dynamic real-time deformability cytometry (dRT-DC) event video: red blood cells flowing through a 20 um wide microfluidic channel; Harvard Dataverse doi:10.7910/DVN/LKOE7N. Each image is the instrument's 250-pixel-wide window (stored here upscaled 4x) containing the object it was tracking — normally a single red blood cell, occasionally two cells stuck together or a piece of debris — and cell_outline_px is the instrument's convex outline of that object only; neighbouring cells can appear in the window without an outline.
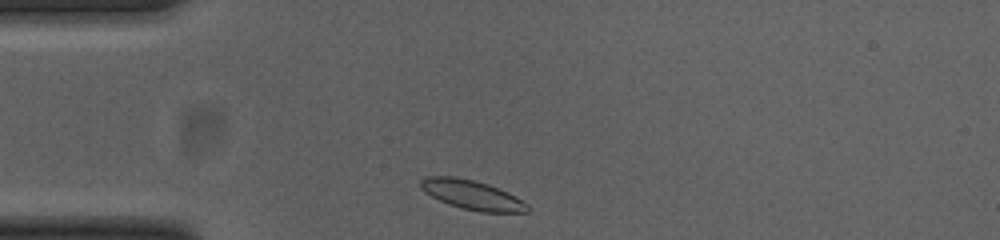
{"species": "common noctule bat (a hibernating species)", "species_latin": "Nyctalus noctula", "temperature_condition": "cold", "stored_images_in_passage": 31, "camera_frame_rate_fps": 3000, "um_per_image_px": 0.085, "animal": {"sex": "female", "body_mass_g": 23.0, "forearm_length_mm": 53.4}, "frame": {"image": 1, "passage_image": 1, "time_ms": 0.0, "image_size_px": [1000, 240], "cell_outline_px": [[528, 212], [480, 212], [460, 208], [448, 204], [424, 192], [420, 188], [420, 180], [428, 176], [456, 176], [488, 184], [508, 192], [528, 204]], "centroid_in_image_um": [40.1, 16.56], "position_along_channel_um": 44.9, "area_um2": 18.26}}
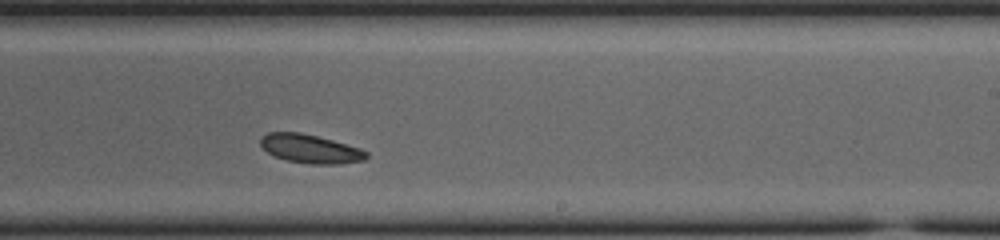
{"frame": {"image": 2, "passage_image": 20, "time_ms": 6.333, "image_size_px": [1000, 240], "cell_outline_px": [[368, 156], [364, 160], [340, 164], [312, 164], [284, 160], [272, 156], [260, 144], [260, 136], [268, 132], [300, 132], [332, 140], [360, 148], [368, 152]], "centroid_in_image_um": [26.35, 12.65], "position_along_channel_um": 262.7, "area_um2": 17.8}}
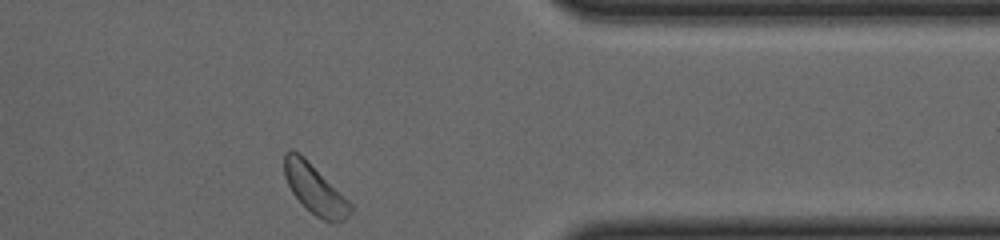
{"frame": {"image": 3, "passage_image": 31, "time_ms": 10.0, "image_size_px": [1000, 240], "cell_outline_px": [[352, 212], [344, 220], [332, 224], [316, 216], [304, 208], [292, 192], [284, 176], [284, 152], [288, 148], [292, 148], [304, 156], [352, 204]], "centroid_in_image_um": [26.74, 16.07], "position_along_channel_um": 384.7, "area_um2": 19.31}, "authors_computed_cell_mechanics": {"area_um2": 18.0336, "velocity_mm_per_s": 3.754, "shape_relaxation_time_tau1_ms": null, "shape_relaxation_time_tau2_ms": 3.4878, "deformation_change_tau1": null, "deformation_change_tau2": 0.0659}}